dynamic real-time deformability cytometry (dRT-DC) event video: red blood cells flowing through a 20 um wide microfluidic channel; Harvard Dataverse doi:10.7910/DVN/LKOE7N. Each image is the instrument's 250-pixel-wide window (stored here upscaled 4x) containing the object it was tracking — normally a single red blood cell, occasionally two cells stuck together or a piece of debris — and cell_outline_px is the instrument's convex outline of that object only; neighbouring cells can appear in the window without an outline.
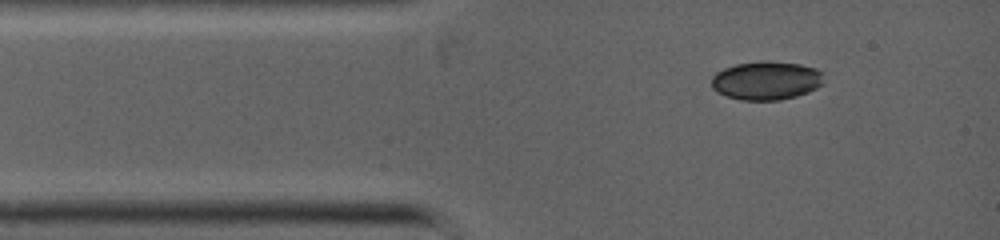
{"species": "common noctule bat (a hibernating species)", "species_latin": "Nyctalus noctula", "temperature_condition": "warm", "stored_images_in_passage": 3, "camera_frame_rate_fps": 5000, "um_per_image_px": 0.085, "animal": {"sex": "female", "body_mass_g": 19.0, "forearm_length_mm": 53.3}, "frame": {"image": 1, "passage_image": 3, "time_ms": 0.6, "image_size_px": [1000, 240], "cell_outline_px": [[820, 84], [816, 88], [808, 92], [796, 96], [780, 100], [740, 100], [716, 92], [712, 88], [712, 76], [716, 72], [724, 68], [736, 64], [800, 64], [816, 68], [820, 72]], "centroid_in_image_um": [65.07, 6.9], "position_along_channel_um": 19.9, "area_um2": 24.16}}